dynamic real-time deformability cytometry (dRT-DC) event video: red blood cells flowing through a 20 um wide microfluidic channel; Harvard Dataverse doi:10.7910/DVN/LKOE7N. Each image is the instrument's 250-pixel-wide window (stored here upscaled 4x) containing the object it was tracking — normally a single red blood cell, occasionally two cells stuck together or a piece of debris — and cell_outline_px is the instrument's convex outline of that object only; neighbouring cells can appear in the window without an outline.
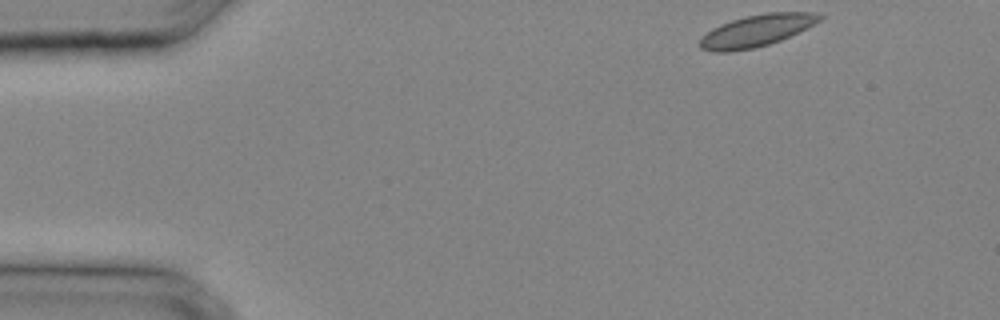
{"species": "common noctule bat (a hibernating species)", "species_latin": "Nyctalus noctula", "temperature_condition": "cold", "stored_images_in_passage": 17, "camera_frame_rate_fps": 3000, "um_per_image_px": 0.085, "animal": {"sex": "male", "body_mass_g": 20.4}, "frame": {"image": 1, "passage_image": 1, "time_ms": 0.0, "image_size_px": [1000, 320], "cell_outline_px": [[824, 16], [820, 20], [780, 40], [768, 44], [752, 48], [732, 52], [712, 52], [700, 48], [700, 40], [712, 28], [720, 24], [732, 20], [748, 16], [768, 12], [812, 12]], "centroid_in_image_um": [64.26, 2.61], "position_along_channel_um": 20.7, "area_um2": 21.73}}
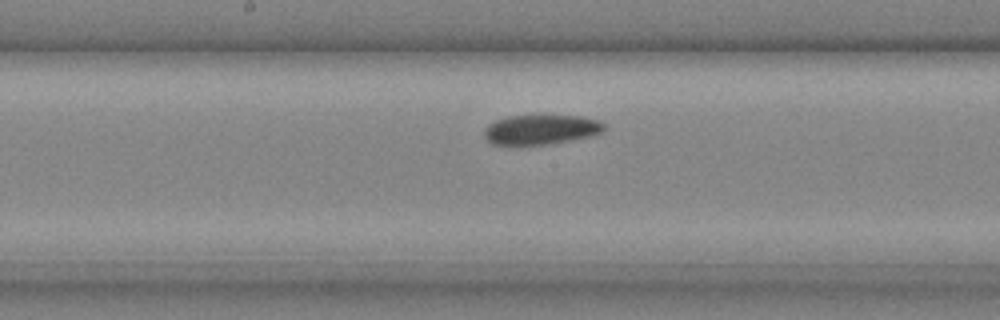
{"frame": {"image": 2, "passage_image": 14, "time_ms": 4.333, "image_size_px": [1000, 320], "cell_outline_px": [[604, 132], [588, 136], [552, 144], [520, 148], [492, 144], [484, 136], [484, 128], [488, 124], [496, 120], [508, 116], [540, 112], [580, 116], [600, 120], [604, 124]], "centroid_in_image_um": [45.92, 11.0], "position_along_channel_um": 202.3, "area_um2": 22.48}}
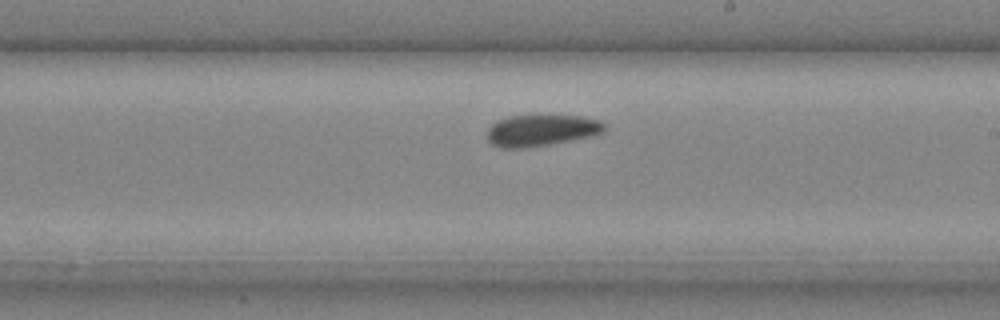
{"frame": {"image": 3, "passage_image": 16, "time_ms": 5.0, "image_size_px": [1000, 320], "cell_outline_px": [[608, 128], [604, 132], [592, 136], [552, 144], [524, 148], [500, 148], [492, 144], [488, 140], [488, 128], [496, 120], [508, 116], [580, 116], [600, 120]], "centroid_in_image_um": [46.03, 11.09], "position_along_channel_um": 243.0, "area_um2": 21.62}}